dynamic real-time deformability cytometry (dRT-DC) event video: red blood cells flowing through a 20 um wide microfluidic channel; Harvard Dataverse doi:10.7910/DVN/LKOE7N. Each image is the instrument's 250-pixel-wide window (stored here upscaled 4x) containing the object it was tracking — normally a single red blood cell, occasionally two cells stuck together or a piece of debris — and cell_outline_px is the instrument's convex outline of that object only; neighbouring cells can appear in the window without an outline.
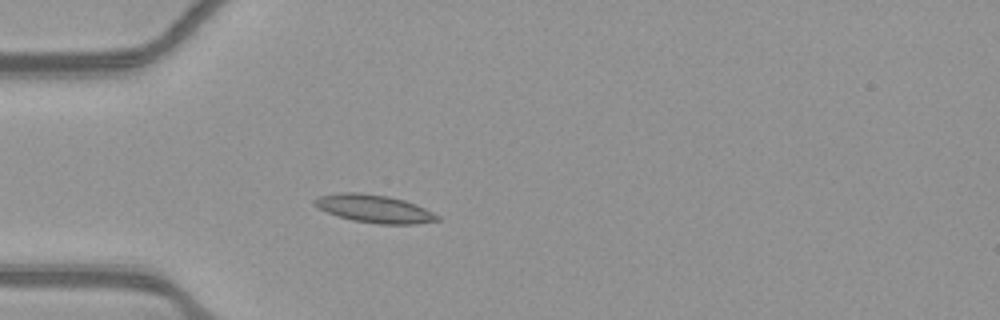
{"species": "common noctule bat (a hibernating species)", "species_latin": "Nyctalus noctula", "temperature_condition": "warm", "stored_images_in_passage": 39, "camera_frame_rate_fps": 3000, "um_per_image_px": 0.085, "animal": {"sex": "female", "body_mass_g": 21.9}, "frame": {"image": 1, "passage_image": 1, "time_ms": 0.0, "image_size_px": [1000, 320], "cell_outline_px": [[440, 220], [416, 224], [380, 224], [352, 220], [328, 212], [312, 204], [312, 200], [320, 196], [340, 192], [360, 192], [388, 196], [404, 200], [416, 204], [440, 216]], "centroid_in_image_um": [31.82, 17.73], "position_along_channel_um": 53.2, "area_um2": 19.88}}
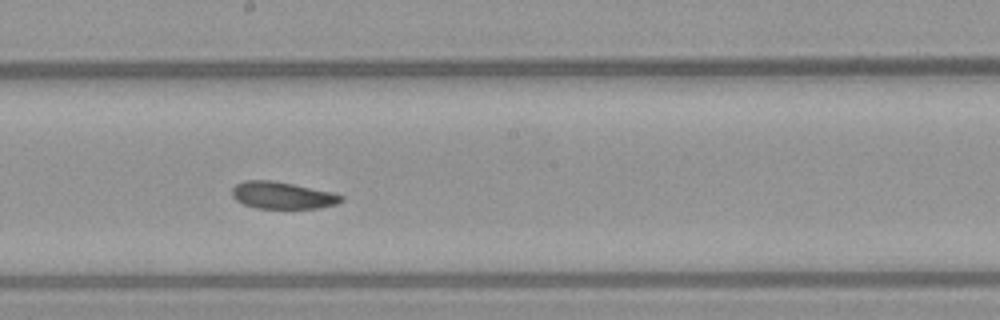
{"frame": {"image": 2, "passage_image": 15, "time_ms": 4.667, "image_size_px": [1000, 320], "cell_outline_px": [[344, 200], [336, 204], [320, 208], [256, 208], [244, 204], [236, 200], [232, 196], [232, 188], [236, 184], [244, 180], [272, 180], [332, 192], [344, 196]], "centroid_in_image_um": [24.0, 16.6], "position_along_channel_um": 224.2, "area_um2": 17.17}}
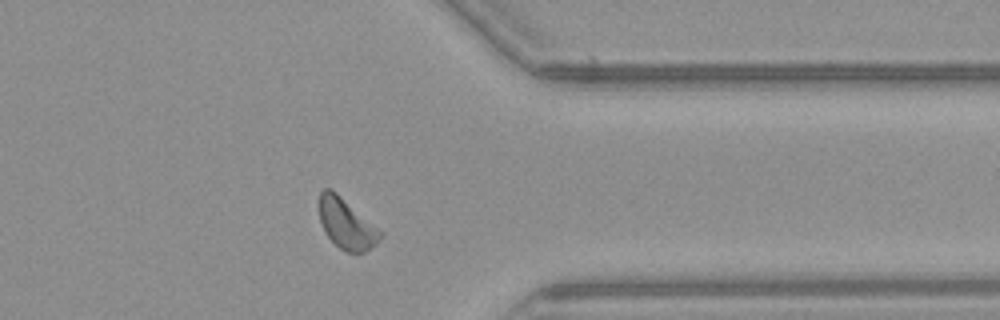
{"frame": {"image": 3, "passage_image": 28, "time_ms": 9.0, "image_size_px": [1000, 320], "cell_outline_px": [[384, 236], [376, 244], [364, 252], [344, 252], [324, 232], [320, 220], [320, 192], [324, 188], [332, 188], [376, 228]], "centroid_in_image_um": [29.42, 19.03], "position_along_channel_um": 382.0, "area_um2": 17.4}, "authors_computed_cell_mechanics": {"area_um2": 17.6868, "velocity_mm_per_s": 3.8481, "shape_relaxation_time_tau1_ms": 8.0499, "shape_relaxation_time_tau2_ms": 5.6818, "deformation_change_tau1": 0.1242, "deformation_change_tau2": 0.122}}